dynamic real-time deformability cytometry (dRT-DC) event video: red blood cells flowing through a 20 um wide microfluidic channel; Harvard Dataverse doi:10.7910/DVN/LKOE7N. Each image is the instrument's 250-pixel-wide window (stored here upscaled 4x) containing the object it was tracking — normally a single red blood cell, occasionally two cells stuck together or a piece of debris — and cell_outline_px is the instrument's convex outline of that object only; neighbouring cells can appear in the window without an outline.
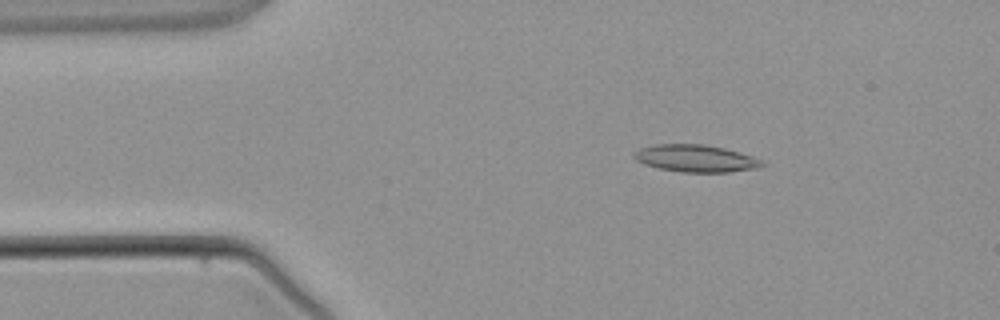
{"species": "common noctule bat (a hibernating species)", "species_latin": "Nyctalus noctula", "temperature_condition": "warm", "stored_images_in_passage": 3, "camera_frame_rate_fps": 3000, "um_per_image_px": 0.085, "animal": {"sex": "male", "body_mass_g": 21.5, "forearm_length_mm": 52.0}, "frame": {"image": 1, "passage_image": 2, "time_ms": 1.333, "image_size_px": [1000, 320], "cell_outline_px": [[768, 164], [756, 168], [728, 172], [680, 172], [660, 168], [644, 164], [636, 160], [632, 156], [640, 148], [656, 144], [704, 144], [724, 148], [752, 156]], "centroid_in_image_um": [59.14, 13.46], "position_along_channel_um": 25.9, "area_um2": 20.17}}